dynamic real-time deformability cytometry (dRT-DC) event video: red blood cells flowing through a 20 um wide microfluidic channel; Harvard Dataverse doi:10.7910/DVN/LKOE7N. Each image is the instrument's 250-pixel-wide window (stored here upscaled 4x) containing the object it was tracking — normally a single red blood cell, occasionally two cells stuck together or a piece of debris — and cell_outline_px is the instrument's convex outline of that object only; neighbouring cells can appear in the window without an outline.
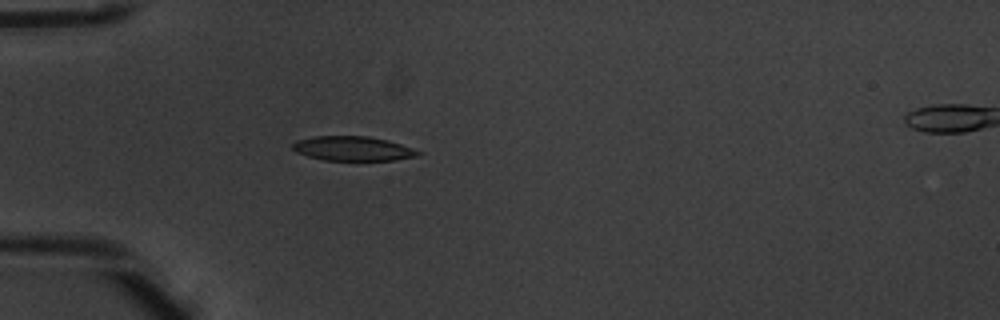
{"species": "common noctule bat (a hibernating species)", "species_latin": "Nyctalus noctula", "temperature_condition": "warm", "stored_images_in_passage": 5, "camera_frame_rate_fps": 3000, "um_per_image_px": 0.085, "animal": {"sex": "male", "body_mass_g": 20.1, "forearm_length_mm": 53.5}, "frame": {"image": 1, "passage_image": 4, "time_ms": 1.0, "image_size_px": [1000, 320], "cell_outline_px": [[424, 152], [420, 156], [396, 160], [324, 160], [308, 156], [296, 152], [292, 148], [292, 144], [296, 140], [312, 136], [368, 136], [388, 140]], "centroid_in_image_um": [30.01, 12.62], "position_along_channel_um": 55.0, "area_um2": 18.03}}